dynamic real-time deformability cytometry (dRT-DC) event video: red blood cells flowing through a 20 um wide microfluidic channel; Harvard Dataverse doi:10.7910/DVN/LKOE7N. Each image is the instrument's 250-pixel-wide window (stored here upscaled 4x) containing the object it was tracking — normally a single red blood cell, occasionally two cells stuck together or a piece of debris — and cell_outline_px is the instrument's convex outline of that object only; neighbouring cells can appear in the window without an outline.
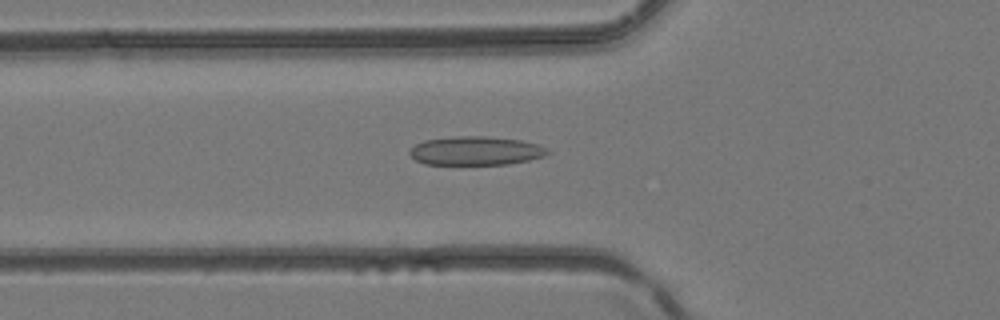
{"species": "common noctule bat (a hibernating species)", "species_latin": "Nyctalus noctula", "temperature_condition": "room temperature", "stored_images_in_passage": 42, "camera_frame_rate_fps": 3000, "um_per_image_px": 0.085, "animal": {"sex": "female", "body_mass_g": 24.6, "forearm_length_mm": 56.2}, "frame": {"image": 1, "passage_image": 15, "time_ms": 4.667, "image_size_px": [1000, 320], "cell_outline_px": [[552, 152], [544, 156], [528, 160], [508, 164], [424, 164], [416, 160], [408, 152], [416, 144], [424, 140], [456, 136], [488, 136], [520, 140], [540, 144], [548, 148]], "centroid_in_image_um": [40.48, 12.81], "position_along_channel_um": 85.3, "area_um2": 23.18}}
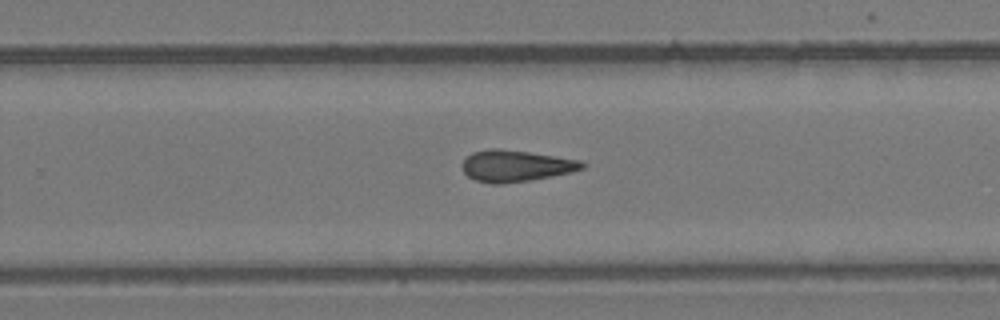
{"frame": {"image": 2, "passage_image": 27, "time_ms": 8.667, "image_size_px": [1000, 320], "cell_outline_px": [[588, 164], [584, 168], [552, 176], [528, 180], [500, 184], [492, 184], [476, 180], [468, 176], [464, 172], [464, 160], [472, 152], [488, 148], [500, 148], [556, 156], [580, 160]], "centroid_in_image_um": [43.85, 14.09], "position_along_channel_um": 285.9, "area_um2": 21.79}}
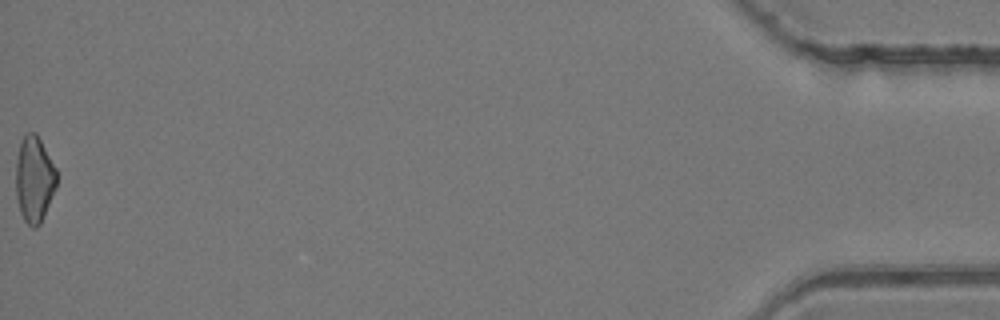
{"frame": {"image": 3, "passage_image": 42, "time_ms": 13.667, "image_size_px": [1000, 320], "cell_outline_px": [[56, 188], [40, 224], [36, 228], [32, 228], [24, 220], [20, 212], [16, 196], [16, 160], [20, 140], [24, 132], [36, 132], [56, 168]], "centroid_in_image_um": [2.9, 15.21], "position_along_channel_um": 432.3, "area_um2": 20.63}}